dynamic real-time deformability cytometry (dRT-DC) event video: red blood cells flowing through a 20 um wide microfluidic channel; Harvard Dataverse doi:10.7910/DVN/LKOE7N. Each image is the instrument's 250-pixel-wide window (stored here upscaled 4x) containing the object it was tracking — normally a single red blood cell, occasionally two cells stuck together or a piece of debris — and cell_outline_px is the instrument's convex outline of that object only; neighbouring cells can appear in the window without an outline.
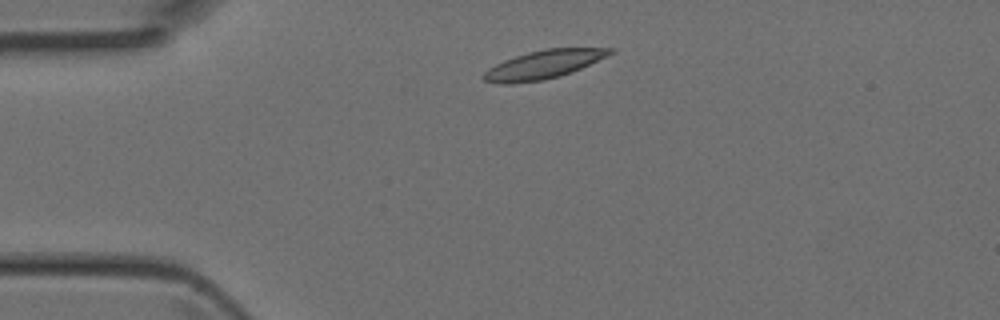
{"species": "Egyptian fruit bat (a non-hibernating species)", "species_latin": "Rousettus aegyptiacus", "temperature_condition": "room temperature", "stored_images_in_passage": 2, "camera_frame_rate_fps": 3000, "um_per_image_px": 0.085, "animal": {"sex": "female"}, "frame": {"image": 1, "passage_image": 1, "time_ms": 0.0, "image_size_px": [1000, 320], "cell_outline_px": [[616, 52], [580, 68], [560, 76], [544, 80], [508, 84], [504, 84], [484, 80], [480, 76], [488, 68], [504, 60], [528, 52], [544, 48], [616, 48]], "centroid_in_image_um": [46.19, 5.48], "position_along_channel_um": 38.8, "area_um2": 20.87}}